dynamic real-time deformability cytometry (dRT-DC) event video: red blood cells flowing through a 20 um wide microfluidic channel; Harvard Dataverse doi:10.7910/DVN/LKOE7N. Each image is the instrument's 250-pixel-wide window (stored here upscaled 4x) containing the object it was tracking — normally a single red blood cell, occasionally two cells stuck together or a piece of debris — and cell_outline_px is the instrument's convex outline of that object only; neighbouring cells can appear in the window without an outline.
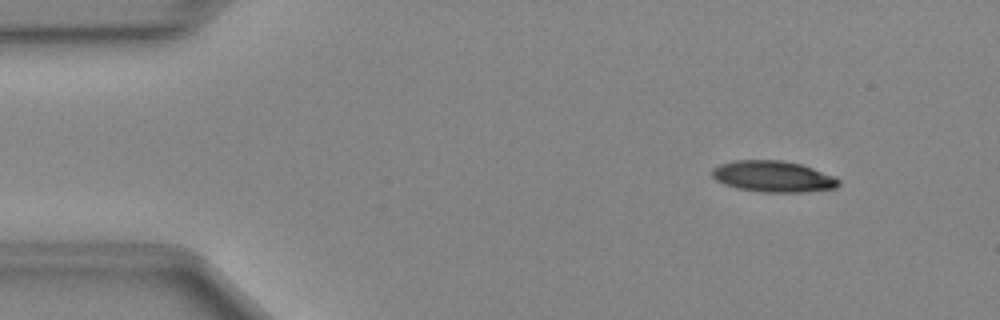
{"species": "Egyptian fruit bat (a non-hibernating species)", "species_latin": "Rousettus aegyptiacus", "temperature_condition": "cold", "stored_images_in_passage": 48, "camera_frame_rate_fps": 3000, "um_per_image_px": 0.085, "animal": {"sex": "female"}, "frame": {"image": 1, "passage_image": 5, "time_ms": 1.333, "image_size_px": [1000, 320], "cell_outline_px": [[840, 184], [836, 188], [804, 192], [760, 192], [736, 188], [724, 184], [716, 180], [712, 176], [712, 168], [720, 164], [736, 160], [780, 160], [800, 164], [812, 168], [832, 176], [840, 180]], "centroid_in_image_um": [65.69, 15.01], "position_along_channel_um": 19.3, "area_um2": 22.95}}
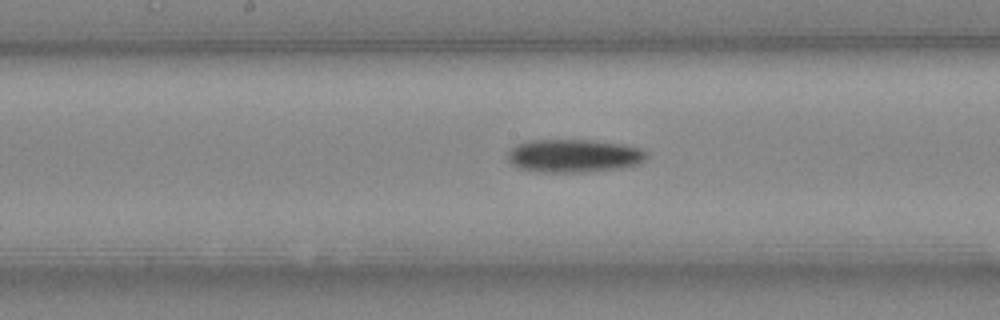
{"frame": {"image": 2, "passage_image": 24, "time_ms": 7.667, "image_size_px": [1000, 320], "cell_outline_px": [[648, 156], [640, 164], [624, 168], [584, 172], [540, 172], [520, 168], [512, 164], [508, 160], [508, 152], [516, 144], [528, 140], [592, 140], [624, 144], [640, 148], [648, 152]], "centroid_in_image_um": [48.82, 13.24], "position_along_channel_um": 199.4, "area_um2": 27.11}}
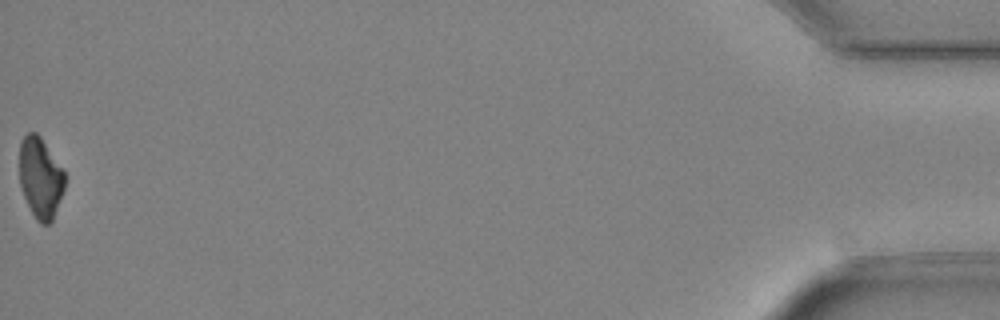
{"frame": {"image": 3, "passage_image": 48, "time_ms": 15.667, "image_size_px": [1000, 320], "cell_outline_px": [[64, 188], [52, 220], [48, 224], [40, 224], [36, 220], [24, 196], [20, 184], [20, 140], [28, 132], [36, 132], [40, 136], [64, 168]], "centroid_in_image_um": [3.44, 15.08], "position_along_channel_um": 431.8, "area_um2": 21.27}}